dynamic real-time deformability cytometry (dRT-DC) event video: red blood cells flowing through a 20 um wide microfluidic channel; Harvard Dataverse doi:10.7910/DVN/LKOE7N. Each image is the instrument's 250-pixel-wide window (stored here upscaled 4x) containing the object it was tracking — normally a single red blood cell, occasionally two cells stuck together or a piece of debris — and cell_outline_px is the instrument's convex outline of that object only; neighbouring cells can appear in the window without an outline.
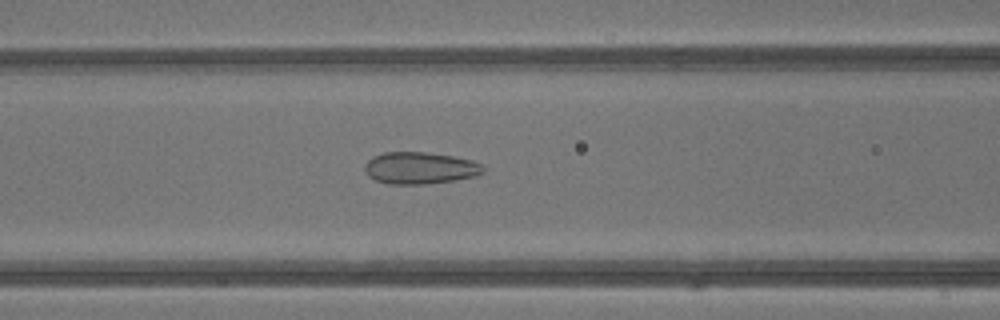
{"species": "common noctule bat (a hibernating species)", "species_latin": "Nyctalus noctula", "temperature_condition": "warm", "stored_images_in_passage": 38, "camera_frame_rate_fps": 3000, "um_per_image_px": 0.085, "animal": {"sex": "male", "body_mass_g": 13.3}, "frame": {"image": 1, "passage_image": 17, "time_ms": 5.333, "image_size_px": [1000, 320], "cell_outline_px": [[484, 172], [476, 176], [456, 180], [424, 184], [388, 184], [376, 180], [368, 176], [364, 168], [364, 164], [372, 156], [384, 152], [424, 152], [452, 156], [472, 160], [484, 164]], "centroid_in_image_um": [35.7, 14.28], "position_along_channel_um": 130.9, "area_um2": 22.2}}
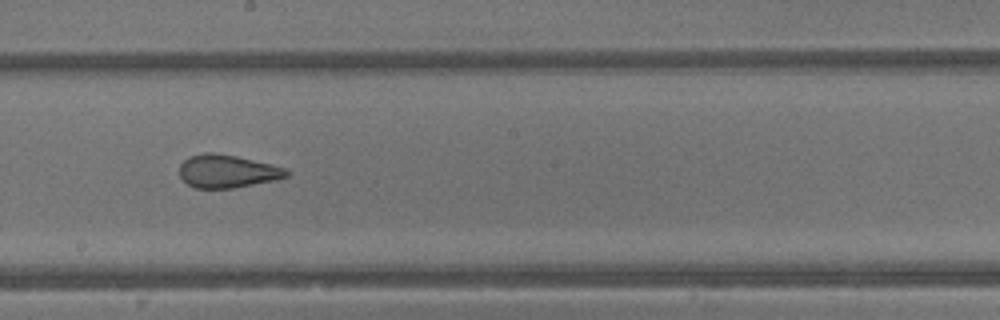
{"frame": {"image": 2, "passage_image": 23, "time_ms": 7.333, "image_size_px": [1000, 320], "cell_outline_px": [[292, 172], [288, 176], [276, 180], [232, 188], [196, 188], [188, 184], [180, 176], [180, 164], [188, 156], [204, 152], [212, 152], [236, 156], [272, 164], [284, 168]], "centroid_in_image_um": [19.33, 14.55], "position_along_channel_um": 228.9, "area_um2": 20.63}}
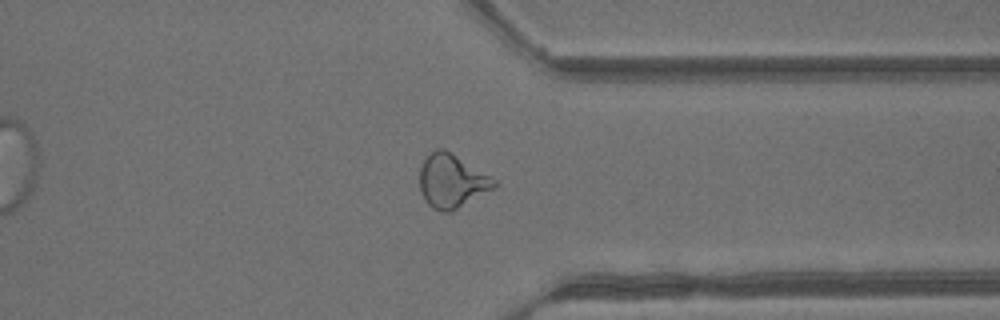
{"frame": {"image": 3, "passage_image": 32, "time_ms": 10.333, "image_size_px": [1000, 320], "cell_outline_px": [[496, 188], [452, 212], [444, 212], [432, 208], [424, 200], [420, 192], [420, 168], [424, 160], [436, 148], [444, 148], [492, 176], [496, 180]], "centroid_in_image_um": [38.42, 15.41], "position_along_channel_um": 373.0, "area_um2": 23.52}}